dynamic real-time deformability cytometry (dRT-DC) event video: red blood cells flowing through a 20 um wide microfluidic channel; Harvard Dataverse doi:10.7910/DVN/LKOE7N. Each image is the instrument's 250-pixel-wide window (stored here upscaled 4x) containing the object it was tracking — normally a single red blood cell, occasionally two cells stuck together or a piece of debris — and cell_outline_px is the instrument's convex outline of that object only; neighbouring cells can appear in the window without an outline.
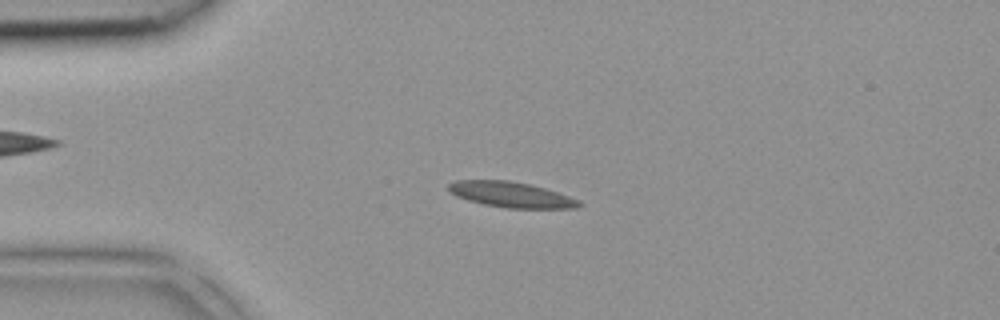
{"species": "common noctule bat (a hibernating species)", "species_latin": "Nyctalus noctula", "temperature_condition": "room temperature", "stored_images_in_passage": 7, "segment_of_instrument_passage": [1, 2], "camera_frame_rate_fps": 3000, "um_per_image_px": 0.085, "animal": {"sex": "female", "body_mass_g": 18.4}, "frame": {"image": 1, "passage_image": 2, "time_ms": 0.333, "image_size_px": [1000, 320], "cell_outline_px": [[584, 204], [576, 208], [508, 208], [484, 204], [468, 200], [456, 196], [448, 192], [448, 184], [456, 180], [508, 180], [532, 184], [580, 200]], "centroid_in_image_um": [43.43, 16.54], "position_along_channel_um": 41.6, "area_um2": 19.42}}
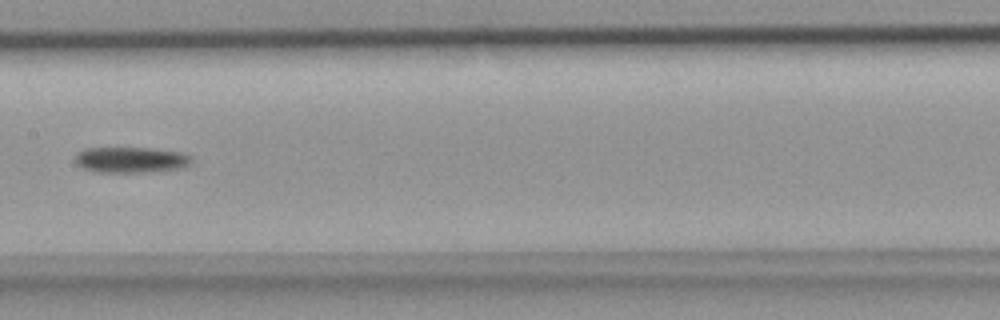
{"frame": {"image": 2, "passage_image": 6, "time_ms": 1.667, "image_size_px": [1000, 320], "cell_outline_px": [[192, 160], [184, 168], [136, 172], [92, 172], [76, 164], [76, 152], [84, 148], [152, 148], [180, 152], [188, 156]], "centroid_in_image_um": [11.06, 13.58], "position_along_channel_um": 196.3, "area_um2": 17.34}}